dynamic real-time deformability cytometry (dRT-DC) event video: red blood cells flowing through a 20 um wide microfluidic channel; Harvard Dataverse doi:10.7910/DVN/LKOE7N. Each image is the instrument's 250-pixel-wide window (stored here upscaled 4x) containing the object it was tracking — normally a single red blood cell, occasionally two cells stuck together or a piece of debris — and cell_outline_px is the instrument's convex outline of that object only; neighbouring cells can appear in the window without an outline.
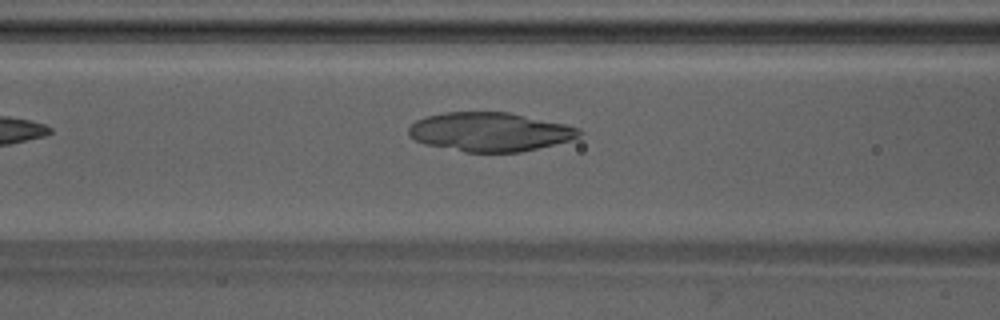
{"species": "Egyptian fruit bat (a non-hibernating species)", "species_latin": "Rousettus aegyptiacus", "temperature_condition": "warm", "stored_images_in_passage": 3, "camera_frame_rate_fps": 3000, "um_per_image_px": 0.085, "animal": {"sex": "male"}, "frame": {"image": 1, "passage_image": 3, "time_ms": 0.667, "image_size_px": [1000, 320], "cell_outline_px": [[584, 132], [580, 136], [568, 140], [520, 152], [464, 152], [424, 144], [416, 140], [408, 132], [408, 128], [416, 120], [428, 116], [444, 112], [508, 112], [564, 124], [580, 128]], "centroid_in_image_um": [41.62, 11.21], "position_along_channel_um": 125.0, "area_um2": 38.38}}